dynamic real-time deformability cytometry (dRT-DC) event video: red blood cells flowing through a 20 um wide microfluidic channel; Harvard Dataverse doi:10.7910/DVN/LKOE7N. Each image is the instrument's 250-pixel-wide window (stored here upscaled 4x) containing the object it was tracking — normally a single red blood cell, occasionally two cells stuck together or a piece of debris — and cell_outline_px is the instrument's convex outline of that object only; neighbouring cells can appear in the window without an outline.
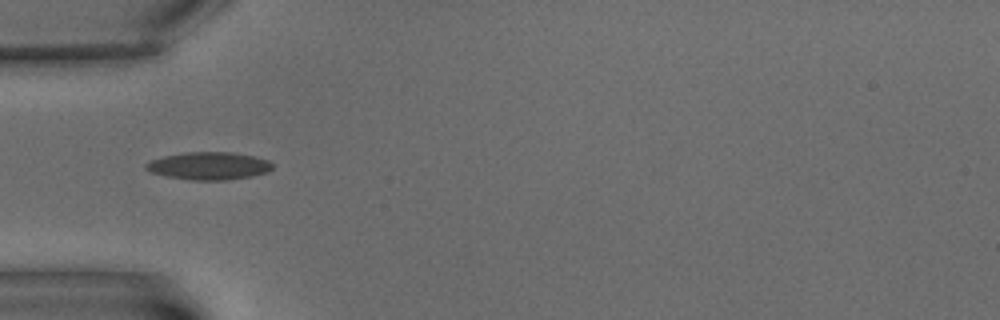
{"species": "common noctule bat (a hibernating species)", "species_latin": "Nyctalus noctula", "temperature_condition": "warm", "stored_images_in_passage": 2, "camera_frame_rate_fps": 3000, "um_per_image_px": 0.085, "animal": {"sex": "male", "body_mass_g": 15.6}, "frame": {"image": 1, "passage_image": 1, "time_ms": 0.0, "image_size_px": [1000, 320], "cell_outline_px": [[272, 168], [268, 172], [252, 176], [224, 180], [192, 180], [168, 176], [152, 172], [144, 168], [144, 164], [152, 160], [164, 156], [184, 152], [232, 152], [256, 156], [268, 160], [272, 164]], "centroid_in_image_um": [17.78, 14.09], "position_along_channel_um": 67.2, "area_um2": 20.35}}
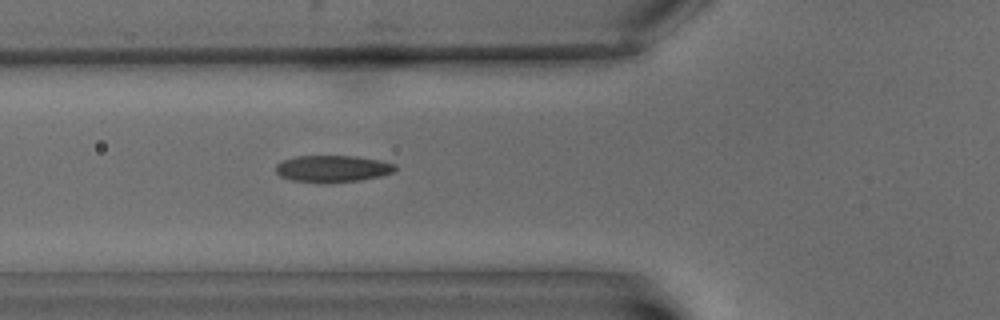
{"frame": {"image": 2, "passage_image": 2, "time_ms": 1.0, "image_size_px": [1000, 320], "cell_outline_px": [[396, 168], [392, 172], [380, 176], [360, 180], [324, 184], [320, 184], [292, 180], [280, 176], [276, 172], [276, 164], [280, 160], [296, 156], [356, 156], [380, 160], [396, 164]], "centroid_in_image_um": [28.23, 14.35], "position_along_channel_um": 97.6, "area_um2": 18.96}}